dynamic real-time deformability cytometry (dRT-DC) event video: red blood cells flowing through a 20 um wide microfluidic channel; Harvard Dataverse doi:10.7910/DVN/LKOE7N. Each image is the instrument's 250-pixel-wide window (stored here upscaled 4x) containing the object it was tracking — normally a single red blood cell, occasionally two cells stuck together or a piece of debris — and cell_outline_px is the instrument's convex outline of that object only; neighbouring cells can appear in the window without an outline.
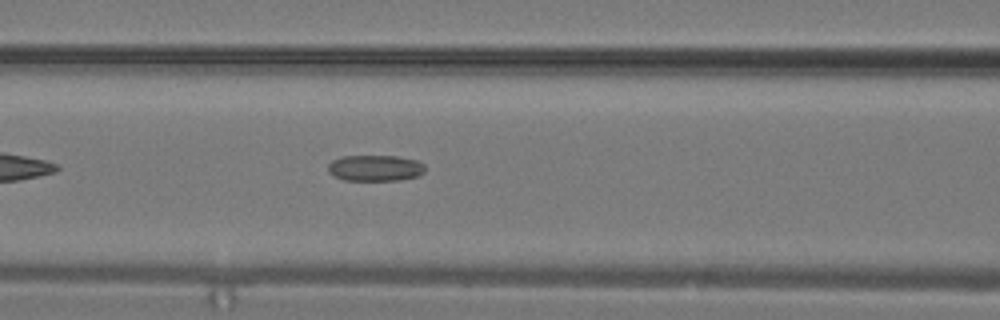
{"species": "common noctule bat (a hibernating species)", "species_latin": "Nyctalus noctula", "temperature_condition": "warm", "stored_images_in_passage": 15, "camera_frame_rate_fps": 3000, "um_per_image_px": 0.085, "animal": {"sex": "male", "body_mass_g": 19.2, "forearm_length_mm": 51.8}, "frame": {"image": 1, "passage_image": 13, "time_ms": 4.0, "image_size_px": [1000, 320], "cell_outline_px": [[424, 172], [420, 176], [400, 180], [344, 180], [328, 172], [328, 164], [332, 160], [340, 156], [396, 156], [416, 160], [424, 164]], "centroid_in_image_um": [31.89, 14.28], "position_along_channel_um": 134.7, "area_um2": 14.8}}
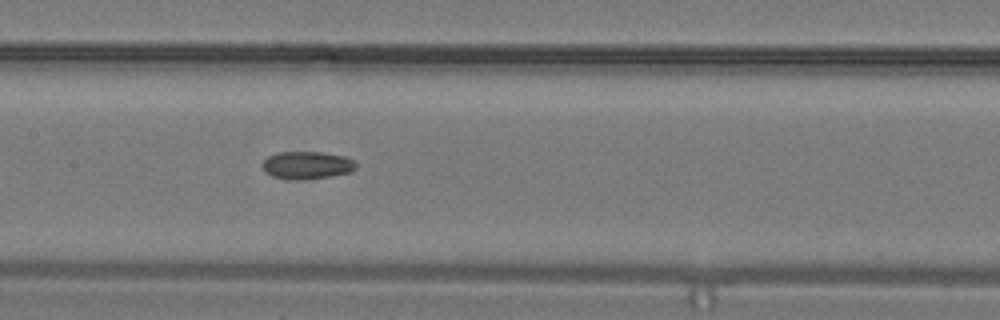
{"frame": {"image": 2, "passage_image": 15, "time_ms": 4.667, "image_size_px": [1000, 320], "cell_outline_px": [[356, 168], [352, 172], [328, 176], [296, 180], [272, 176], [264, 172], [260, 164], [268, 156], [276, 152], [324, 152], [344, 156], [356, 160]], "centroid_in_image_um": [26.08, 14.02], "position_along_channel_um": 181.3, "area_um2": 15.2}}